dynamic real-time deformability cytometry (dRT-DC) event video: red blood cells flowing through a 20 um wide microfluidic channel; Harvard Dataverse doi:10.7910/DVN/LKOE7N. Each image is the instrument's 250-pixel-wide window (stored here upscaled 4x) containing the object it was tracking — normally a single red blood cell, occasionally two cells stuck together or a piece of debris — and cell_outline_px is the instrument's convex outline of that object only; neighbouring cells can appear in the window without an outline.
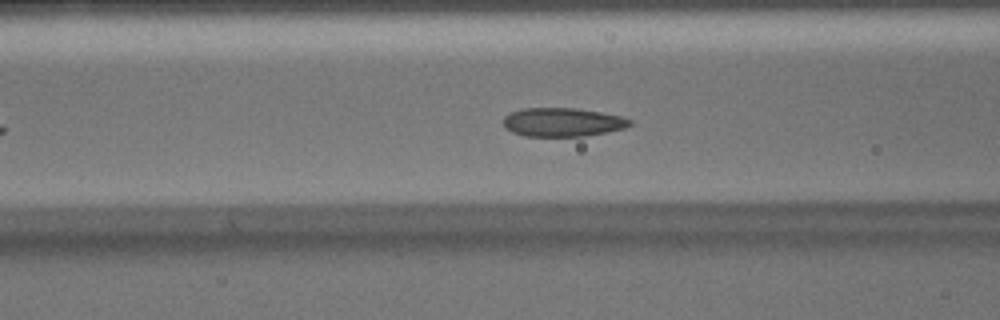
{"species": "Egyptian fruit bat (a non-hibernating species)", "species_latin": "Rousettus aegyptiacus", "temperature_condition": "warm", "stored_images_in_passage": 36, "camera_frame_rate_fps": 3000, "um_per_image_px": 0.085, "animal": {"sex": "male"}, "frame": {"image": 1, "passage_image": 13, "time_ms": 4.0, "image_size_px": [1000, 320], "cell_outline_px": [[632, 124], [624, 128], [584, 136], [524, 136], [512, 132], [504, 128], [504, 116], [520, 108], [576, 108], [600, 112], [620, 116], [632, 120]], "centroid_in_image_um": [47.78, 10.38], "position_along_channel_um": 118.8, "area_um2": 21.1}}
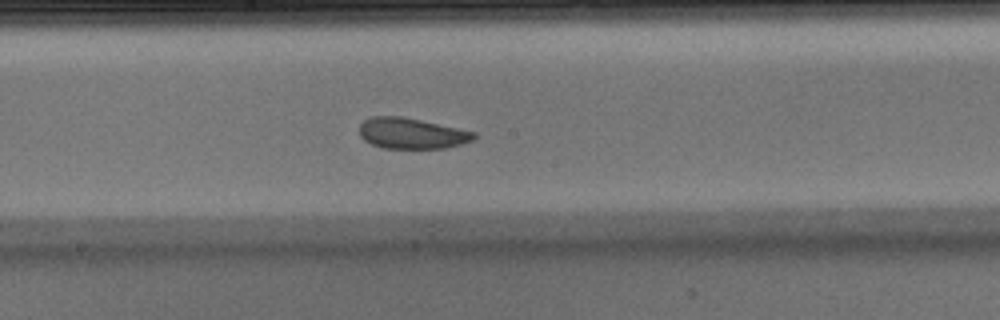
{"frame": {"image": 2, "passage_image": 20, "time_ms": 6.333, "image_size_px": [1000, 320], "cell_outline_px": [[476, 136], [472, 140], [448, 148], [380, 148], [364, 140], [360, 136], [360, 124], [364, 120], [372, 116], [400, 116], [420, 120], [476, 132]], "centroid_in_image_um": [34.96, 11.34], "position_along_channel_um": 213.2, "area_um2": 20.46}}
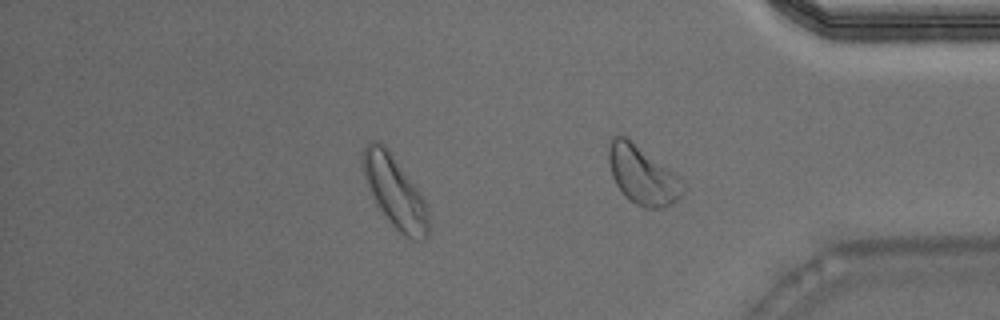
{"frame": {"image": 3, "passage_image": 33, "time_ms": 10.667, "image_size_px": [1000, 320], "cell_outline_px": [[432, 228], [428, 236], [424, 240], [412, 240], [404, 236], [392, 224], [376, 204], [368, 184], [364, 172], [364, 148], [372, 140], [380, 140], [388, 148], [416, 188], [424, 200], [428, 208]], "centroid_in_image_um": [33.64, 16.37], "position_along_channel_um": 401.6, "area_um2": 27.05}, "authors_computed_cell_mechanics": {"area_um2": 21.3571, "velocity_mm_per_s": 4.0402, "shape_relaxation_time_tau1_ms": null, "shape_relaxation_time_tau2_ms": 3.1942, "deformation_change_tau1": null, "deformation_change_tau2": 0.0718}}